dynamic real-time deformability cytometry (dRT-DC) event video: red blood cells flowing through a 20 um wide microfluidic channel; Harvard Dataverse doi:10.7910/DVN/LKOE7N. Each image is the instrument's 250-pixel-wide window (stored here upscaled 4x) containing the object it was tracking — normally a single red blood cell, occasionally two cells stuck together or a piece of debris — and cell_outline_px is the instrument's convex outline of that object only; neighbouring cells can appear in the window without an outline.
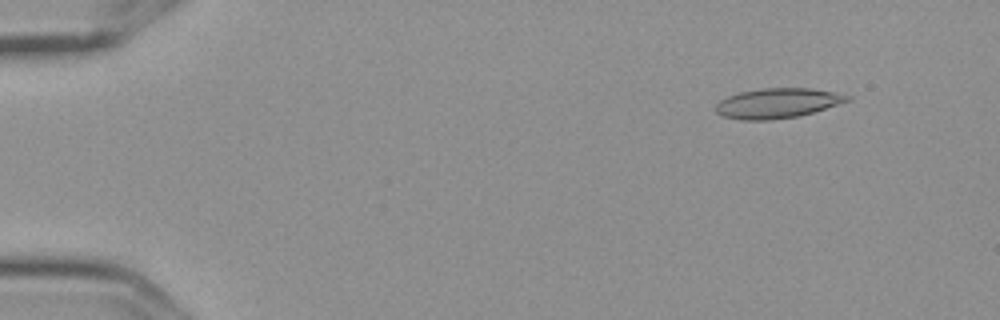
{"species": "Egyptian fruit bat (a non-hibernating species)", "species_latin": "Rousettus aegyptiacus", "temperature_condition": "cold", "stored_images_in_passage": 5, "camera_frame_rate_fps": 3000, "um_per_image_px": 0.085, "frame": {"image": 1, "passage_image": 1, "time_ms": 0.0, "image_size_px": [1000, 320], "cell_outline_px": [[852, 100], [812, 112], [796, 116], [772, 120], [740, 120], [724, 116], [716, 112], [716, 104], [720, 100], [728, 96], [740, 92], [760, 88], [812, 88], [852, 96]], "centroid_in_image_um": [66.08, 8.76], "position_along_channel_um": 18.9, "area_um2": 22.83}}